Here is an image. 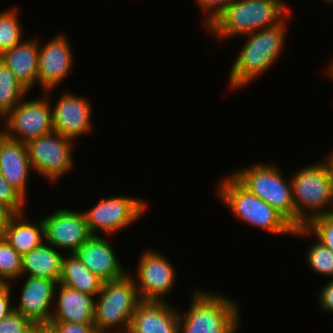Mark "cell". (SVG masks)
Returning <instances> with one entry per match:
<instances>
[{"label":"cell","mask_w":333,"mask_h":333,"mask_svg":"<svg viewBox=\"0 0 333 333\" xmlns=\"http://www.w3.org/2000/svg\"><path fill=\"white\" fill-rule=\"evenodd\" d=\"M289 16L274 27L243 35L248 39L231 66L230 88L242 89L276 63L285 47L286 20Z\"/></svg>","instance_id":"obj_1"},{"label":"cell","mask_w":333,"mask_h":333,"mask_svg":"<svg viewBox=\"0 0 333 333\" xmlns=\"http://www.w3.org/2000/svg\"><path fill=\"white\" fill-rule=\"evenodd\" d=\"M289 9L278 0H235L207 29L218 40L243 36L276 26Z\"/></svg>","instance_id":"obj_2"},{"label":"cell","mask_w":333,"mask_h":333,"mask_svg":"<svg viewBox=\"0 0 333 333\" xmlns=\"http://www.w3.org/2000/svg\"><path fill=\"white\" fill-rule=\"evenodd\" d=\"M290 181L295 228L304 227L314 217L333 214V178L325 163L301 168Z\"/></svg>","instance_id":"obj_3"},{"label":"cell","mask_w":333,"mask_h":333,"mask_svg":"<svg viewBox=\"0 0 333 333\" xmlns=\"http://www.w3.org/2000/svg\"><path fill=\"white\" fill-rule=\"evenodd\" d=\"M208 292L195 291L186 314L179 310L178 333H237L238 304L225 295Z\"/></svg>","instance_id":"obj_4"},{"label":"cell","mask_w":333,"mask_h":333,"mask_svg":"<svg viewBox=\"0 0 333 333\" xmlns=\"http://www.w3.org/2000/svg\"><path fill=\"white\" fill-rule=\"evenodd\" d=\"M217 184L216 194L240 221L274 234L293 235L295 227L277 210L244 188L231 174Z\"/></svg>","instance_id":"obj_5"},{"label":"cell","mask_w":333,"mask_h":333,"mask_svg":"<svg viewBox=\"0 0 333 333\" xmlns=\"http://www.w3.org/2000/svg\"><path fill=\"white\" fill-rule=\"evenodd\" d=\"M105 281L94 302V325L98 333H121L129 328L137 305L141 302L133 277ZM116 332H109L111 328Z\"/></svg>","instance_id":"obj_6"},{"label":"cell","mask_w":333,"mask_h":333,"mask_svg":"<svg viewBox=\"0 0 333 333\" xmlns=\"http://www.w3.org/2000/svg\"><path fill=\"white\" fill-rule=\"evenodd\" d=\"M275 164H256L231 175L249 192L277 210L294 226V204L291 181L286 182Z\"/></svg>","instance_id":"obj_7"},{"label":"cell","mask_w":333,"mask_h":333,"mask_svg":"<svg viewBox=\"0 0 333 333\" xmlns=\"http://www.w3.org/2000/svg\"><path fill=\"white\" fill-rule=\"evenodd\" d=\"M73 139L57 132L32 139L26 143L31 169L50 181L57 182L73 168Z\"/></svg>","instance_id":"obj_8"},{"label":"cell","mask_w":333,"mask_h":333,"mask_svg":"<svg viewBox=\"0 0 333 333\" xmlns=\"http://www.w3.org/2000/svg\"><path fill=\"white\" fill-rule=\"evenodd\" d=\"M147 207L146 202L142 199L112 196L107 199L102 198L99 203L83 214L92 236H99V232L110 235L123 230L141 218Z\"/></svg>","instance_id":"obj_9"},{"label":"cell","mask_w":333,"mask_h":333,"mask_svg":"<svg viewBox=\"0 0 333 333\" xmlns=\"http://www.w3.org/2000/svg\"><path fill=\"white\" fill-rule=\"evenodd\" d=\"M52 103L47 97L25 100V97L3 119L4 133L23 143L53 132Z\"/></svg>","instance_id":"obj_10"},{"label":"cell","mask_w":333,"mask_h":333,"mask_svg":"<svg viewBox=\"0 0 333 333\" xmlns=\"http://www.w3.org/2000/svg\"><path fill=\"white\" fill-rule=\"evenodd\" d=\"M174 269L168 259L159 252L150 249L144 251L137 264V275L135 278L133 276L140 300L165 301L164 294L174 287Z\"/></svg>","instance_id":"obj_11"},{"label":"cell","mask_w":333,"mask_h":333,"mask_svg":"<svg viewBox=\"0 0 333 333\" xmlns=\"http://www.w3.org/2000/svg\"><path fill=\"white\" fill-rule=\"evenodd\" d=\"M45 242L55 249L74 253L92 235L89 232L83 212L69 209L55 210L51 215L42 218Z\"/></svg>","instance_id":"obj_12"},{"label":"cell","mask_w":333,"mask_h":333,"mask_svg":"<svg viewBox=\"0 0 333 333\" xmlns=\"http://www.w3.org/2000/svg\"><path fill=\"white\" fill-rule=\"evenodd\" d=\"M66 39L59 34L42 47L39 45L38 83L45 93L57 87L72 71L73 54Z\"/></svg>","instance_id":"obj_13"},{"label":"cell","mask_w":333,"mask_h":333,"mask_svg":"<svg viewBox=\"0 0 333 333\" xmlns=\"http://www.w3.org/2000/svg\"><path fill=\"white\" fill-rule=\"evenodd\" d=\"M91 109L86 98L64 92L52 108L53 131L73 140L87 134L93 126Z\"/></svg>","instance_id":"obj_14"},{"label":"cell","mask_w":333,"mask_h":333,"mask_svg":"<svg viewBox=\"0 0 333 333\" xmlns=\"http://www.w3.org/2000/svg\"><path fill=\"white\" fill-rule=\"evenodd\" d=\"M20 294L19 303L14 306V311L31 319L35 324H49L52 311L51 307L55 298L57 282L44 278L27 276Z\"/></svg>","instance_id":"obj_15"},{"label":"cell","mask_w":333,"mask_h":333,"mask_svg":"<svg viewBox=\"0 0 333 333\" xmlns=\"http://www.w3.org/2000/svg\"><path fill=\"white\" fill-rule=\"evenodd\" d=\"M74 254L89 271L104 282L121 279L127 274L111 247V243L100 235L91 236Z\"/></svg>","instance_id":"obj_16"},{"label":"cell","mask_w":333,"mask_h":333,"mask_svg":"<svg viewBox=\"0 0 333 333\" xmlns=\"http://www.w3.org/2000/svg\"><path fill=\"white\" fill-rule=\"evenodd\" d=\"M31 171L26 143L0 136V173L25 199Z\"/></svg>","instance_id":"obj_17"},{"label":"cell","mask_w":333,"mask_h":333,"mask_svg":"<svg viewBox=\"0 0 333 333\" xmlns=\"http://www.w3.org/2000/svg\"><path fill=\"white\" fill-rule=\"evenodd\" d=\"M129 328L134 333H178L179 309L165 301H141Z\"/></svg>","instance_id":"obj_18"},{"label":"cell","mask_w":333,"mask_h":333,"mask_svg":"<svg viewBox=\"0 0 333 333\" xmlns=\"http://www.w3.org/2000/svg\"><path fill=\"white\" fill-rule=\"evenodd\" d=\"M55 297L57 298L56 304L53 305L56 308L53 307L50 322L94 323L95 298L93 295L79 292L58 283Z\"/></svg>","instance_id":"obj_19"},{"label":"cell","mask_w":333,"mask_h":333,"mask_svg":"<svg viewBox=\"0 0 333 333\" xmlns=\"http://www.w3.org/2000/svg\"><path fill=\"white\" fill-rule=\"evenodd\" d=\"M38 45L36 38L26 39L0 55V59L28 91L38 82Z\"/></svg>","instance_id":"obj_20"},{"label":"cell","mask_w":333,"mask_h":333,"mask_svg":"<svg viewBox=\"0 0 333 333\" xmlns=\"http://www.w3.org/2000/svg\"><path fill=\"white\" fill-rule=\"evenodd\" d=\"M63 258V255L57 249L44 241L22 256L21 276L44 278L59 283L62 275Z\"/></svg>","instance_id":"obj_21"},{"label":"cell","mask_w":333,"mask_h":333,"mask_svg":"<svg viewBox=\"0 0 333 333\" xmlns=\"http://www.w3.org/2000/svg\"><path fill=\"white\" fill-rule=\"evenodd\" d=\"M25 216L24 213L12 214L2 235L21 256L45 241L42 219L33 224L28 223Z\"/></svg>","instance_id":"obj_22"},{"label":"cell","mask_w":333,"mask_h":333,"mask_svg":"<svg viewBox=\"0 0 333 333\" xmlns=\"http://www.w3.org/2000/svg\"><path fill=\"white\" fill-rule=\"evenodd\" d=\"M59 283L95 297L100 293L104 281L89 271L81 260L72 253L69 257L65 258L64 256L63 258Z\"/></svg>","instance_id":"obj_23"},{"label":"cell","mask_w":333,"mask_h":333,"mask_svg":"<svg viewBox=\"0 0 333 333\" xmlns=\"http://www.w3.org/2000/svg\"><path fill=\"white\" fill-rule=\"evenodd\" d=\"M28 92L0 59V116L4 119Z\"/></svg>","instance_id":"obj_24"},{"label":"cell","mask_w":333,"mask_h":333,"mask_svg":"<svg viewBox=\"0 0 333 333\" xmlns=\"http://www.w3.org/2000/svg\"><path fill=\"white\" fill-rule=\"evenodd\" d=\"M16 8L0 12V55L22 41V28Z\"/></svg>","instance_id":"obj_25"},{"label":"cell","mask_w":333,"mask_h":333,"mask_svg":"<svg viewBox=\"0 0 333 333\" xmlns=\"http://www.w3.org/2000/svg\"><path fill=\"white\" fill-rule=\"evenodd\" d=\"M314 235L317 240L333 252V214L312 218L304 227L295 228L293 236Z\"/></svg>","instance_id":"obj_26"},{"label":"cell","mask_w":333,"mask_h":333,"mask_svg":"<svg viewBox=\"0 0 333 333\" xmlns=\"http://www.w3.org/2000/svg\"><path fill=\"white\" fill-rule=\"evenodd\" d=\"M22 256L0 236V283L10 284V280L21 276Z\"/></svg>","instance_id":"obj_27"},{"label":"cell","mask_w":333,"mask_h":333,"mask_svg":"<svg viewBox=\"0 0 333 333\" xmlns=\"http://www.w3.org/2000/svg\"><path fill=\"white\" fill-rule=\"evenodd\" d=\"M306 262L315 273L330 276L333 279V252L319 241L308 249Z\"/></svg>","instance_id":"obj_28"},{"label":"cell","mask_w":333,"mask_h":333,"mask_svg":"<svg viewBox=\"0 0 333 333\" xmlns=\"http://www.w3.org/2000/svg\"><path fill=\"white\" fill-rule=\"evenodd\" d=\"M26 199L14 189L0 173V204L12 214L25 213Z\"/></svg>","instance_id":"obj_29"},{"label":"cell","mask_w":333,"mask_h":333,"mask_svg":"<svg viewBox=\"0 0 333 333\" xmlns=\"http://www.w3.org/2000/svg\"><path fill=\"white\" fill-rule=\"evenodd\" d=\"M34 325L31 319L13 311L0 321V333H26Z\"/></svg>","instance_id":"obj_30"},{"label":"cell","mask_w":333,"mask_h":333,"mask_svg":"<svg viewBox=\"0 0 333 333\" xmlns=\"http://www.w3.org/2000/svg\"><path fill=\"white\" fill-rule=\"evenodd\" d=\"M235 0H196V3L204 13V23L206 29L209 28L216 19L231 5ZM208 12V13H207Z\"/></svg>","instance_id":"obj_31"},{"label":"cell","mask_w":333,"mask_h":333,"mask_svg":"<svg viewBox=\"0 0 333 333\" xmlns=\"http://www.w3.org/2000/svg\"><path fill=\"white\" fill-rule=\"evenodd\" d=\"M48 326L55 333H98L94 323L50 322Z\"/></svg>","instance_id":"obj_32"},{"label":"cell","mask_w":333,"mask_h":333,"mask_svg":"<svg viewBox=\"0 0 333 333\" xmlns=\"http://www.w3.org/2000/svg\"><path fill=\"white\" fill-rule=\"evenodd\" d=\"M11 284L0 283V321L14 311L11 305Z\"/></svg>","instance_id":"obj_33"},{"label":"cell","mask_w":333,"mask_h":333,"mask_svg":"<svg viewBox=\"0 0 333 333\" xmlns=\"http://www.w3.org/2000/svg\"><path fill=\"white\" fill-rule=\"evenodd\" d=\"M319 304L324 311L333 313V280L331 279L319 294Z\"/></svg>","instance_id":"obj_34"},{"label":"cell","mask_w":333,"mask_h":333,"mask_svg":"<svg viewBox=\"0 0 333 333\" xmlns=\"http://www.w3.org/2000/svg\"><path fill=\"white\" fill-rule=\"evenodd\" d=\"M11 215L12 213L3 205L0 204V236L3 235L8 219L10 218Z\"/></svg>","instance_id":"obj_35"},{"label":"cell","mask_w":333,"mask_h":333,"mask_svg":"<svg viewBox=\"0 0 333 333\" xmlns=\"http://www.w3.org/2000/svg\"><path fill=\"white\" fill-rule=\"evenodd\" d=\"M323 162H325V164L327 165L328 170L333 178V152L330 153Z\"/></svg>","instance_id":"obj_36"},{"label":"cell","mask_w":333,"mask_h":333,"mask_svg":"<svg viewBox=\"0 0 333 333\" xmlns=\"http://www.w3.org/2000/svg\"><path fill=\"white\" fill-rule=\"evenodd\" d=\"M26 333H41V324H35Z\"/></svg>","instance_id":"obj_37"},{"label":"cell","mask_w":333,"mask_h":333,"mask_svg":"<svg viewBox=\"0 0 333 333\" xmlns=\"http://www.w3.org/2000/svg\"><path fill=\"white\" fill-rule=\"evenodd\" d=\"M41 333H55L47 324H41Z\"/></svg>","instance_id":"obj_38"},{"label":"cell","mask_w":333,"mask_h":333,"mask_svg":"<svg viewBox=\"0 0 333 333\" xmlns=\"http://www.w3.org/2000/svg\"><path fill=\"white\" fill-rule=\"evenodd\" d=\"M326 73L329 74L331 76V78L333 79V61L331 62V64L329 65V67H327Z\"/></svg>","instance_id":"obj_39"},{"label":"cell","mask_w":333,"mask_h":333,"mask_svg":"<svg viewBox=\"0 0 333 333\" xmlns=\"http://www.w3.org/2000/svg\"><path fill=\"white\" fill-rule=\"evenodd\" d=\"M122 333H134L130 328H127L125 331H123Z\"/></svg>","instance_id":"obj_40"},{"label":"cell","mask_w":333,"mask_h":333,"mask_svg":"<svg viewBox=\"0 0 333 333\" xmlns=\"http://www.w3.org/2000/svg\"><path fill=\"white\" fill-rule=\"evenodd\" d=\"M323 1L327 4H331L333 2V0H323Z\"/></svg>","instance_id":"obj_41"},{"label":"cell","mask_w":333,"mask_h":333,"mask_svg":"<svg viewBox=\"0 0 333 333\" xmlns=\"http://www.w3.org/2000/svg\"><path fill=\"white\" fill-rule=\"evenodd\" d=\"M0 118L2 119V117L0 116ZM4 133L3 130H0V136Z\"/></svg>","instance_id":"obj_42"},{"label":"cell","mask_w":333,"mask_h":333,"mask_svg":"<svg viewBox=\"0 0 333 333\" xmlns=\"http://www.w3.org/2000/svg\"><path fill=\"white\" fill-rule=\"evenodd\" d=\"M278 1L282 2L287 7V5L285 4V2H283V0H278Z\"/></svg>","instance_id":"obj_43"}]
</instances>
